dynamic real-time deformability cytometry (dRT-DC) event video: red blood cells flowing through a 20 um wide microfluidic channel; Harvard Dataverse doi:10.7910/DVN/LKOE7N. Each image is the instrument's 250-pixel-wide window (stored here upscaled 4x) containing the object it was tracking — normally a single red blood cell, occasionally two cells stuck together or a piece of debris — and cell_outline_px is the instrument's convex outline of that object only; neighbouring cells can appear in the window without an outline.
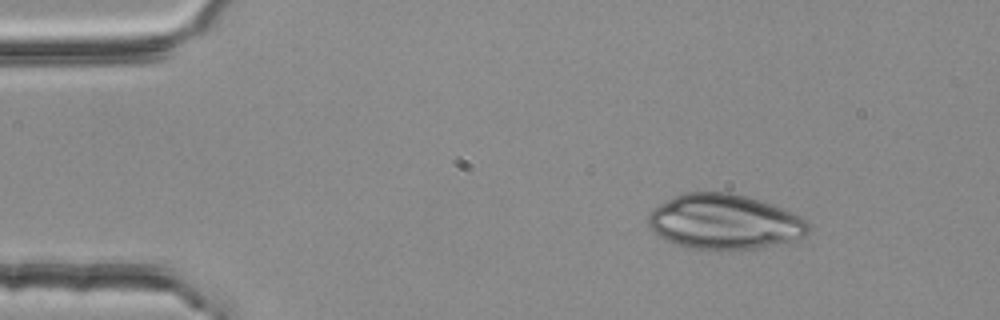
{"species": "common noctule bat (a hibernating species)", "species_latin": "Nyctalus noctula", "temperature_condition": "room temperature", "stored_images_in_passage": 2, "camera_frame_rate_fps": 3000, "um_per_image_px": 0.085, "animal": {"sex": "female", "body_mass_g": 25.1}, "frame": {"image": 1, "passage_image": 1, "time_ms": 0.0, "image_size_px": [1000, 320], "cell_outline_px": [[812, 228], [804, 236], [756, 248], [684, 248], [672, 244], [664, 240], [652, 232], [648, 224], [648, 216], [660, 204], [684, 192], [728, 192], [748, 196], [760, 200], [792, 212], [800, 216], [812, 224]], "centroid_in_image_um": [61.55, 18.84], "position_along_channel_um": 23.4, "area_um2": 50.86}}